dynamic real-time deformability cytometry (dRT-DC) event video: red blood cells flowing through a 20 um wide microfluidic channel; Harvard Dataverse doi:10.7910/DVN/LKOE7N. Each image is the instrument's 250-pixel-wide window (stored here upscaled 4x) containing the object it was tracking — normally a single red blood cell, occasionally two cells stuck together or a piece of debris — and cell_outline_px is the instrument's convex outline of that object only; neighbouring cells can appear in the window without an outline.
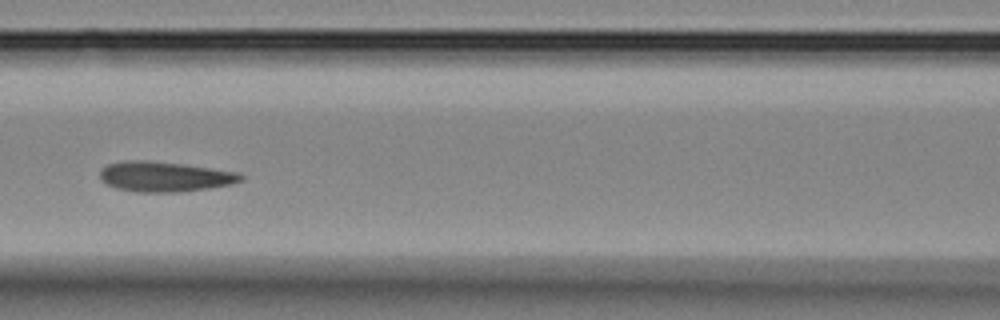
{"species": "Egyptian fruit bat (a non-hibernating species)", "species_latin": "Rousettus aegyptiacus", "temperature_condition": "room temperature", "stored_images_in_passage": 10, "segment_of_instrument_passage": [1, 2], "camera_frame_rate_fps": 3000, "um_per_image_px": 0.085, "animal": {"sex": "female"}, "frame": {"image": 1, "passage_image": 6, "time_ms": 5.667, "image_size_px": [1000, 320], "cell_outline_px": [[244, 180], [228, 184], [208, 188], [180, 192], [136, 192], [116, 188], [104, 184], [100, 180], [100, 168], [108, 164], [124, 160], [148, 160], [184, 164], [240, 172], [244, 176]], "centroid_in_image_um": [13.96, 15.0], "position_along_channel_um": 152.6, "area_um2": 25.03}}
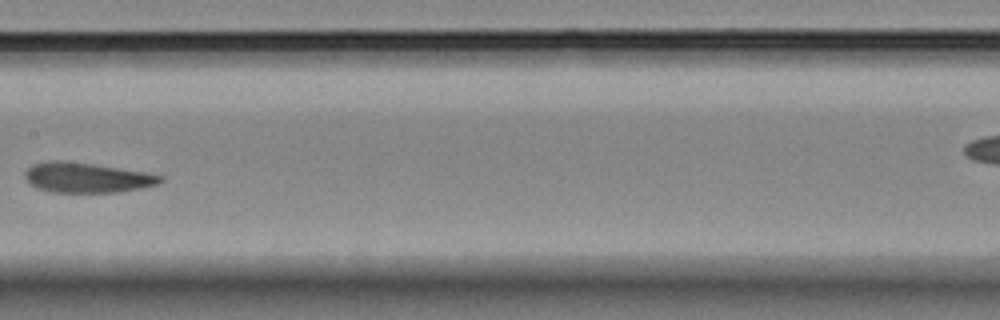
{"frame": {"image": 2, "passage_image": 7, "time_ms": 7.0, "image_size_px": [1000, 320], "cell_outline_px": [[164, 180], [156, 184], [140, 188], [120, 192], [52, 192], [36, 188], [24, 176], [24, 172], [32, 164], [44, 160], [64, 160], [148, 172], [164, 176]], "centroid_in_image_um": [7.37, 15.08], "position_along_channel_um": 200.0, "area_um2": 23.81}}
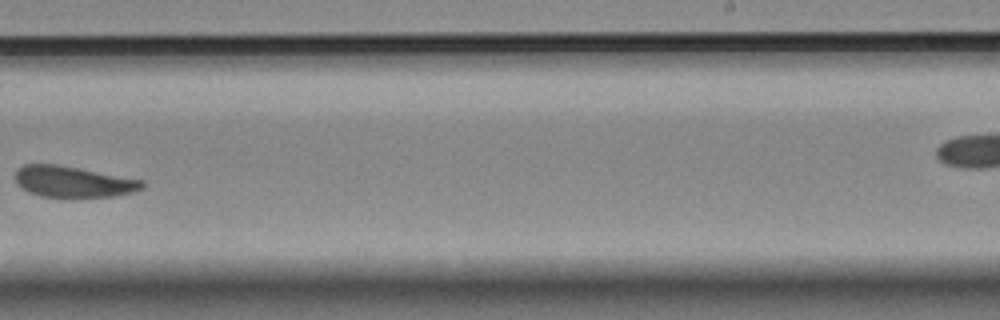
{"frame": {"image": 3, "passage_image": 9, "time_ms": 9.333, "image_size_px": [1000, 320], "cell_outline_px": [[144, 188], [136, 192], [116, 196], [72, 200], [40, 196], [28, 192], [16, 184], [16, 168], [24, 164], [56, 164], [144, 180]], "centroid_in_image_um": [6.23, 15.5], "position_along_channel_um": 282.8, "area_um2": 23.99}}